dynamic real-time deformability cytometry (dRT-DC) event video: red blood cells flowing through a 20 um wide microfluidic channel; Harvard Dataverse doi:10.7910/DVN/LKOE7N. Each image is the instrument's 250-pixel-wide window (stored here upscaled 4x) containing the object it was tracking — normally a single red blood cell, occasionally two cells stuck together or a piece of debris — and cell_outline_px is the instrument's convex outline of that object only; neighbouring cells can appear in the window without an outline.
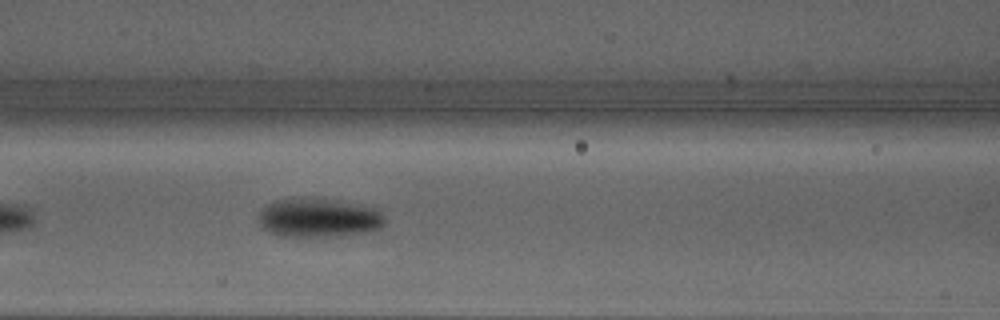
{"species": "Egyptian fruit bat (a non-hibernating species)", "species_latin": "Rousettus aegyptiacus", "temperature_condition": "warm", "stored_images_in_passage": 17, "camera_frame_rate_fps": 3000, "um_per_image_px": 0.085, "animal": {"sex": "male"}, "frame": {"image": 1, "passage_image": 8, "time_ms": 2.333, "image_size_px": [1000, 320], "cell_outline_px": [[388, 220], [380, 228], [368, 232], [340, 236], [280, 236], [268, 232], [260, 224], [260, 208], [276, 200], [340, 200], [380, 208]], "centroid_in_image_um": [27.19, 18.53], "position_along_channel_um": 139.4, "area_um2": 28.61}}